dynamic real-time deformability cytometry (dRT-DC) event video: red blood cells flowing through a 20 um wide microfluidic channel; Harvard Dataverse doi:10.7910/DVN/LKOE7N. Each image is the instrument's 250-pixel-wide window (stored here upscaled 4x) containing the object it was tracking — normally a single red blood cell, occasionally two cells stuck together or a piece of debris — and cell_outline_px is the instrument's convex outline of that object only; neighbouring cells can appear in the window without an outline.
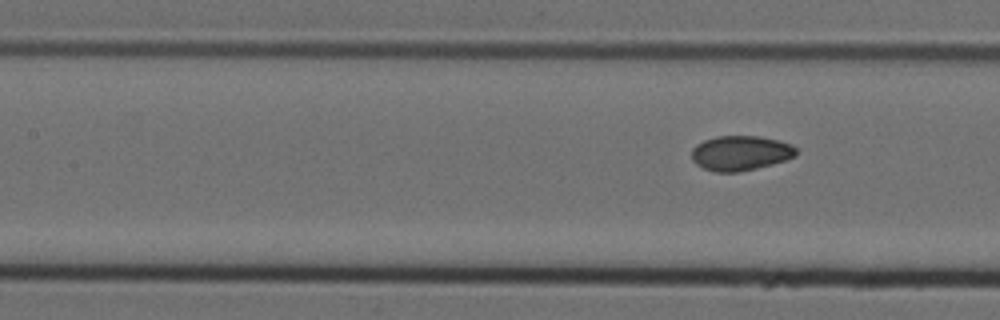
{"species": "Egyptian fruit bat (a non-hibernating species)", "species_latin": "Rousettus aegyptiacus", "temperature_condition": "cold", "stored_images_in_passage": 9, "segment_of_instrument_passage": [2, 2], "camera_frame_rate_fps": 3000, "um_per_image_px": 0.085, "animal": {"sex": "female"}, "frame": {"image": 1, "passage_image": 9, "time_ms": 2.667, "image_size_px": [1000, 320], "cell_outline_px": [[796, 156], [772, 164], [756, 168], [736, 172], [716, 172], [704, 168], [696, 164], [692, 160], [692, 148], [696, 144], [704, 140], [716, 136], [760, 136], [780, 140], [792, 144], [796, 148]], "centroid_in_image_um": [62.94, 13.0], "position_along_channel_um": 144.5, "area_um2": 21.27}}